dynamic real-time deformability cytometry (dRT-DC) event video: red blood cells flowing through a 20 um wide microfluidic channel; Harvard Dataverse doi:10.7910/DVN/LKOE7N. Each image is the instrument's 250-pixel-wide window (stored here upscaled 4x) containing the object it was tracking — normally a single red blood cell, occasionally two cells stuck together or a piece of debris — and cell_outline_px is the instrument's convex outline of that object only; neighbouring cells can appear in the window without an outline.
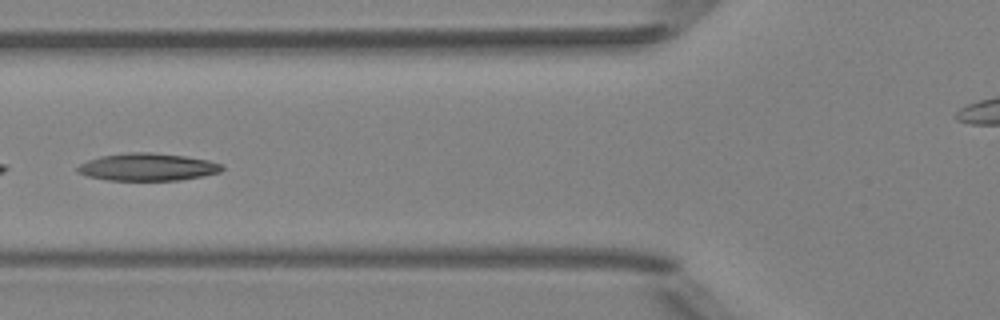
{"species": "Egyptian fruit bat (a non-hibernating species)", "species_latin": "Rousettus aegyptiacus", "temperature_condition": "room temperature", "stored_images_in_passage": 12, "camera_frame_rate_fps": 3000, "um_per_image_px": 0.085, "animal": {"sex": "female"}, "frame": {"image": 1, "passage_image": 9, "time_ms": 2.667, "image_size_px": [1000, 320], "cell_outline_px": [[224, 168], [220, 172], [180, 180], [108, 180], [88, 176], [76, 172], [76, 168], [80, 164], [88, 160], [100, 156], [128, 152], [152, 152], [184, 156], [208, 160], [224, 164]], "centroid_in_image_um": [12.54, 14.19], "position_along_channel_um": 113.3, "area_um2": 23.12}}